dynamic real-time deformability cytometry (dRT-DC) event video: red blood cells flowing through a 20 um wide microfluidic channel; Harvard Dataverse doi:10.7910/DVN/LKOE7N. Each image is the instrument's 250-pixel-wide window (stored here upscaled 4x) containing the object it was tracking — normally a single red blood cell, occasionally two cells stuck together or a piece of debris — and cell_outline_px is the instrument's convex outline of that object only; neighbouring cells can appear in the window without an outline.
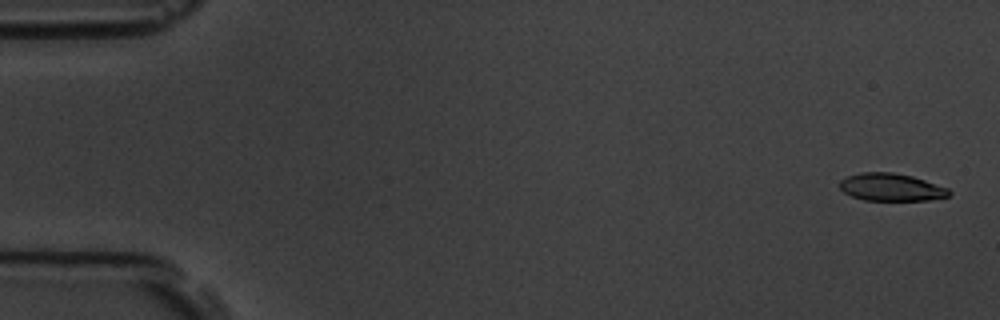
{"species": "common noctule bat (a hibernating species)", "species_latin": "Nyctalus noctula", "temperature_condition": "room temperature", "stored_images_in_passage": 5, "camera_frame_rate_fps": 3000, "um_per_image_px": 0.085, "animal": {"sex": "male", "body_mass_g": 19.5, "forearm_length_mm": 54.6}, "frame": {"image": 1, "passage_image": 1, "time_ms": 0.0, "image_size_px": [1000, 320], "cell_outline_px": [[952, 192], [948, 196], [928, 200], [864, 200], [852, 196], [844, 192], [840, 188], [840, 180], [848, 176], [860, 172], [892, 172], [912, 176], [948, 188]], "centroid_in_image_um": [75.74, 15.91], "position_along_channel_um": 9.3, "area_um2": 17.46}}
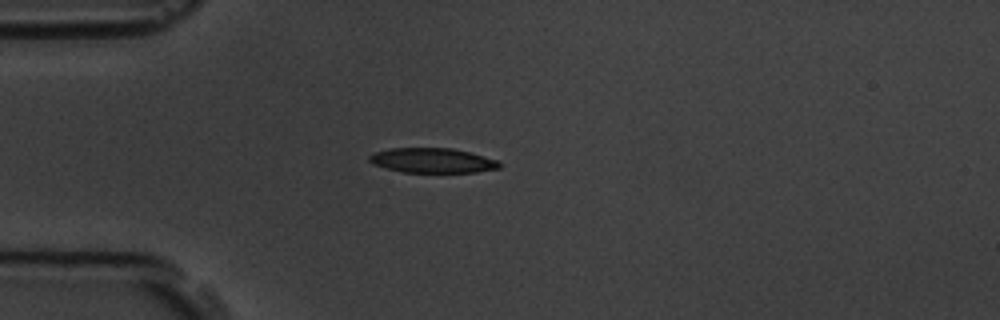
{"frame": {"image": 2, "passage_image": 4, "time_ms": 4.333, "image_size_px": [1000, 320], "cell_outline_px": [[500, 168], [476, 172], [404, 172], [372, 164], [368, 160], [368, 156], [376, 152], [392, 148], [452, 148], [500, 160]], "centroid_in_image_um": [36.78, 13.64], "position_along_channel_um": 48.2, "area_um2": 18.67}}